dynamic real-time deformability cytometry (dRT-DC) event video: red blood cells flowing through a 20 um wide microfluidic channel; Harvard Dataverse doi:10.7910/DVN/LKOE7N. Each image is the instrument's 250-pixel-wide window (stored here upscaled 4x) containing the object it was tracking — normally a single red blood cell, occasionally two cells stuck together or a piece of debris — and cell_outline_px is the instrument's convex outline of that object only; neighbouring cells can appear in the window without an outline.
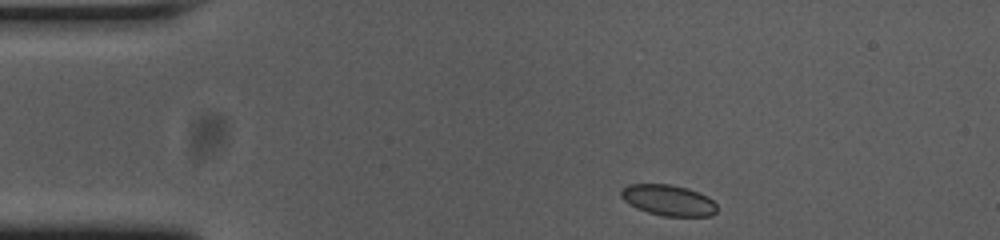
{"species": "common noctule bat (a hibernating species)", "species_latin": "Nyctalus noctula", "temperature_condition": "cold", "stored_images_in_passage": 46, "camera_frame_rate_fps": 3000, "um_per_image_px": 0.085, "animal": {"sex": "female", "body_mass_g": 23.0, "forearm_length_mm": 53.4}, "frame": {"image": 1, "passage_image": 1, "time_ms": 0.0, "image_size_px": [1000, 240], "cell_outline_px": [[716, 212], [712, 216], [664, 216], [648, 212], [636, 208], [624, 200], [620, 196], [620, 192], [628, 184], [672, 184], [688, 188], [700, 192], [708, 196], [716, 204]], "centroid_in_image_um": [56.83, 17.01], "position_along_channel_um": 28.2, "area_um2": 17.34}}
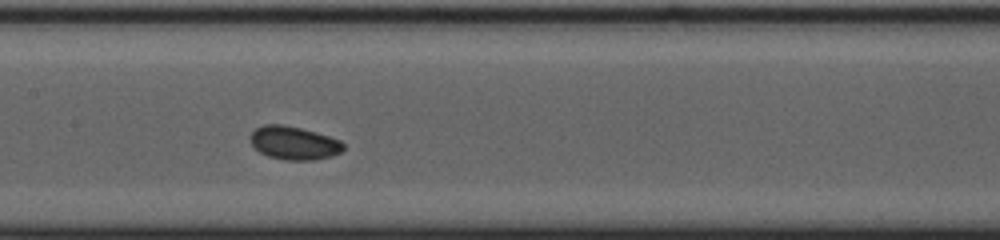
{"frame": {"image": 2, "passage_image": 18, "time_ms": 5.667, "image_size_px": [1000, 240], "cell_outline_px": [[344, 148], [340, 152], [332, 156], [312, 160], [284, 160], [268, 156], [260, 152], [252, 144], [252, 132], [256, 128], [264, 124], [280, 124], [300, 128], [328, 136], [340, 140], [344, 144]], "centroid_in_image_um": [25.0, 12.16], "position_along_channel_um": 182.4, "area_um2": 17.8}}
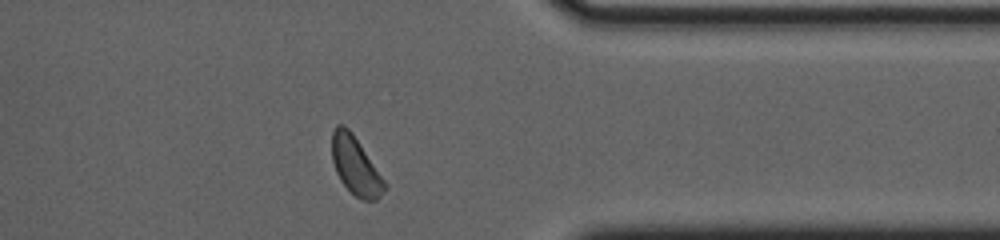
{"frame": {"image": 3, "passage_image": 35, "time_ms": 11.333, "image_size_px": [1000, 240], "cell_outline_px": [[388, 184], [380, 196], [376, 200], [360, 200], [340, 180], [336, 172], [332, 160], [332, 132], [336, 124], [344, 124], [352, 132]], "centroid_in_image_um": [30.22, 14.08], "position_along_channel_um": 381.2, "area_um2": 17.8}, "authors_computed_cell_mechanics": {"area_um2": 17.6001, "velocity_mm_per_s": 3.7225, "shape_relaxation_time_tau1_ms": 2.6593, "shape_relaxation_time_tau2_ms": null, "deformation_change_tau1": 0.0716, "deformation_change_tau2": null}}